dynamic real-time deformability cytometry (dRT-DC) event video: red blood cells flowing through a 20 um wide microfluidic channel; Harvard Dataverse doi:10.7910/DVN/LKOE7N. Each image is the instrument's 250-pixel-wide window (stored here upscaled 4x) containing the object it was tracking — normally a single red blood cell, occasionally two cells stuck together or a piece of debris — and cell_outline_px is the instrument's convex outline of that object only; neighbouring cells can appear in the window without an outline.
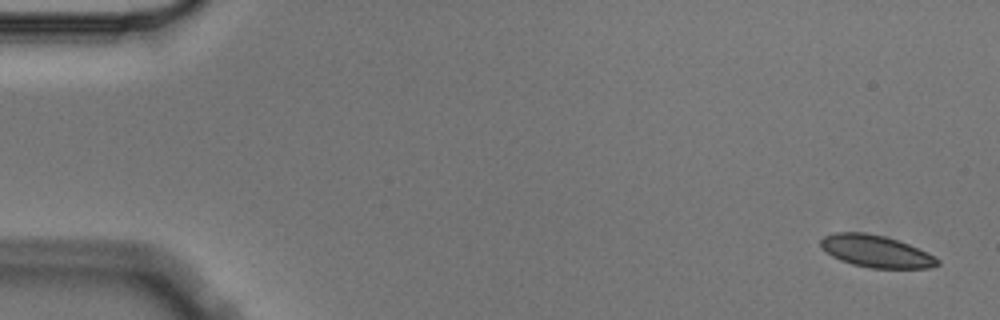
{"species": "Egyptian fruit bat (a non-hibernating species)", "species_latin": "Rousettus aegyptiacus", "temperature_condition": "cold", "stored_images_in_passage": 5, "camera_frame_rate_fps": 3000, "um_per_image_px": 0.085, "animal": {"sex": "male"}, "frame": {"image": 1, "passage_image": 1, "time_ms": 0.0, "image_size_px": [1000, 320], "cell_outline_px": [[940, 264], [928, 268], [868, 268], [852, 264], [840, 260], [832, 256], [820, 244], [820, 240], [824, 236], [836, 232], [864, 232], [884, 236], [908, 244], [928, 252], [936, 256], [940, 260]], "centroid_in_image_um": [74.49, 21.36], "position_along_channel_um": 10.5, "area_um2": 21.79}}